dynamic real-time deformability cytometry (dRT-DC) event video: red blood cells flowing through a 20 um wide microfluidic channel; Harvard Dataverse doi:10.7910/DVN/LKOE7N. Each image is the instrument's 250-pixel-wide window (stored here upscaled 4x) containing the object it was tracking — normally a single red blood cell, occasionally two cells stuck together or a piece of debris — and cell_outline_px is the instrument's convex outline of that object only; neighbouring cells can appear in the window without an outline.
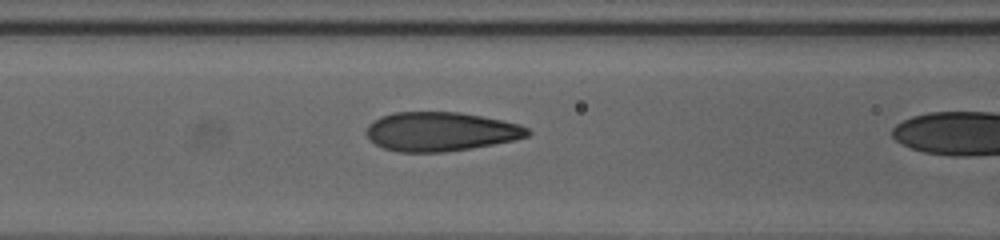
{"species": "human", "species_latin": "Homo sapiens", "temperature_condition": "cold", "stored_images_in_passage": 21, "camera_frame_rate_fps": 3000, "um_per_image_px": 0.085, "donor": {"sex": "female"}, "frame": {"image": 1, "passage_image": 20, "time_ms": 6.333, "image_size_px": [1000, 240], "cell_outline_px": [[532, 132], [528, 136], [512, 140], [492, 144], [444, 152], [396, 152], [384, 148], [376, 144], [364, 132], [368, 124], [380, 116], [392, 112], [456, 112], [480, 116], [520, 124], [528, 128]], "centroid_in_image_um": [37.41, 11.18], "position_along_channel_um": 129.2, "area_um2": 36.53}}